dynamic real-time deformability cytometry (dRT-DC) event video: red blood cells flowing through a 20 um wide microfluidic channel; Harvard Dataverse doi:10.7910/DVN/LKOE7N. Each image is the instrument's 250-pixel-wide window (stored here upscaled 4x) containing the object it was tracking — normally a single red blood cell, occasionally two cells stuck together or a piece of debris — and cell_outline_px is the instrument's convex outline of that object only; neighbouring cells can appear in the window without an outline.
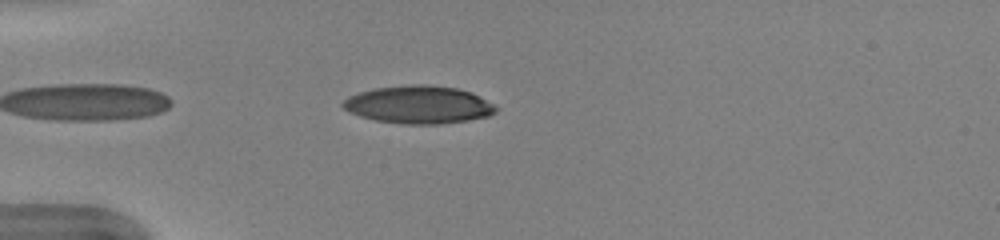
{"species": "human", "species_latin": "Homo sapiens", "temperature_condition": "warm", "stored_images_in_passage": 39, "camera_frame_rate_fps": 3000, "um_per_image_px": 0.085, "donor": {"sex": "female"}, "frame": {"image": 1, "passage_image": 3, "time_ms": 0.667, "image_size_px": [1000, 240], "cell_outline_px": [[496, 112], [488, 116], [468, 120], [440, 124], [400, 124], [376, 120], [360, 116], [348, 112], [340, 104], [348, 96], [360, 92], [376, 88], [412, 84], [424, 84], [456, 88], [472, 92], [492, 104], [496, 108]], "centroid_in_image_um": [35.55, 8.9], "position_along_channel_um": 49.4, "area_um2": 33.58}}
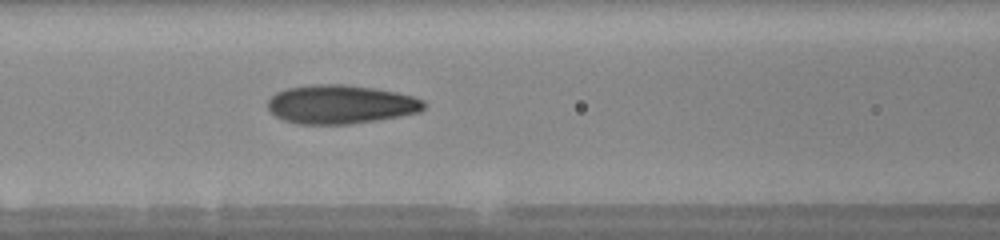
{"frame": {"image": 2, "passage_image": 11, "time_ms": 3.333, "image_size_px": [1000, 240], "cell_outline_px": [[424, 108], [420, 112], [400, 116], [376, 120], [348, 124], [296, 124], [284, 120], [276, 116], [268, 108], [268, 100], [276, 92], [288, 88], [320, 84], [344, 84], [372, 88], [396, 92], [412, 96], [424, 100]], "centroid_in_image_um": [28.95, 8.88], "position_along_channel_um": 137.6, "area_um2": 35.08}}
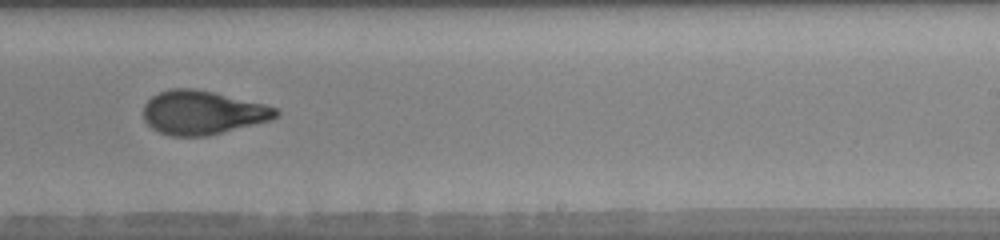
{"frame": {"image": 3, "passage_image": 21, "time_ms": 6.667, "image_size_px": [1000, 240], "cell_outline_px": [[280, 112], [272, 120], [208, 136], [168, 136], [152, 128], [144, 120], [144, 104], [152, 96], [168, 88], [192, 88], [212, 92], [264, 104], [276, 108]], "centroid_in_image_um": [17.2, 9.58], "position_along_channel_um": 271.8, "area_um2": 33.76}, "authors_computed_cell_mechanics": {"area_um2": 33.5818, "velocity_mm_per_s": 4.0321, "shape_relaxation_time_tau1_ms": 6.1116, "shape_relaxation_time_tau2_ms": 1.0924, "deformation_change_tau1": 0.2262, "deformation_change_tau2": 0.0768}}